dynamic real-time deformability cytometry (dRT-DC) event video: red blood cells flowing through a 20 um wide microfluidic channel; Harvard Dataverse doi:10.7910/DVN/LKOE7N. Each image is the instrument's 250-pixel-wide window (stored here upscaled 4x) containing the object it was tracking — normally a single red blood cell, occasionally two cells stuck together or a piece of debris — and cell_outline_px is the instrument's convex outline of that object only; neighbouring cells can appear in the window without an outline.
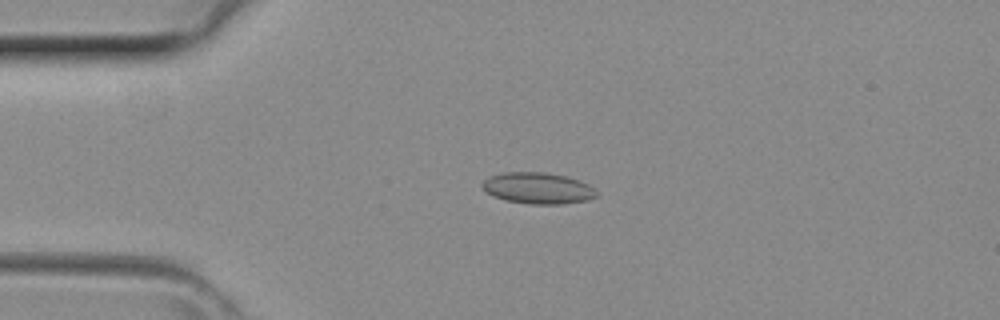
{"species": "common noctule bat (a hibernating species)", "species_latin": "Nyctalus noctula", "temperature_condition": "room temperature", "stored_images_in_passage": 41, "camera_frame_rate_fps": 3000, "um_per_image_px": 0.085, "animal": {"sex": "female", "body_mass_g": 29.2, "forearm_length_mm": 56.3}, "frame": {"image": 1, "passage_image": 9, "time_ms": 2.667, "image_size_px": [1000, 320], "cell_outline_px": [[600, 196], [588, 200], [560, 204], [528, 204], [504, 200], [492, 196], [480, 188], [480, 184], [488, 176], [504, 172], [544, 172], [564, 176], [580, 180], [588, 184], [600, 192]], "centroid_in_image_um": [45.71, 16.0], "position_along_channel_um": 39.3, "area_um2": 21.27}}
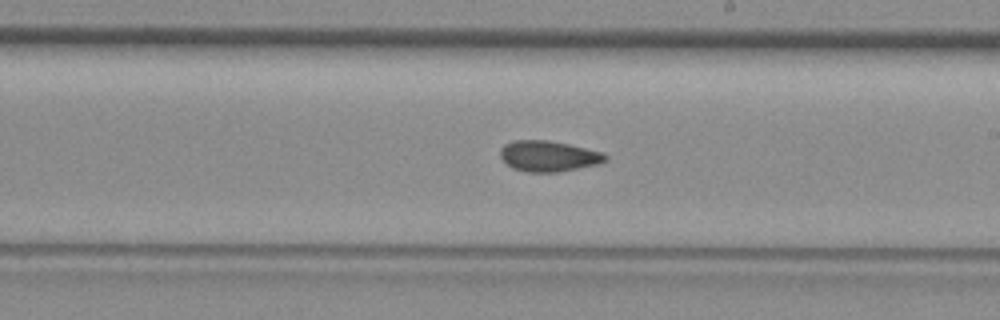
{"frame": {"image": 2, "passage_image": 23, "time_ms": 7.333, "image_size_px": [1000, 320], "cell_outline_px": [[608, 160], [596, 164], [556, 172], [528, 172], [512, 168], [500, 156], [500, 148], [504, 144], [512, 140], [548, 140], [568, 144], [604, 152], [608, 156]], "centroid_in_image_um": [46.61, 13.25], "position_along_channel_um": 242.4, "area_um2": 18.79}}
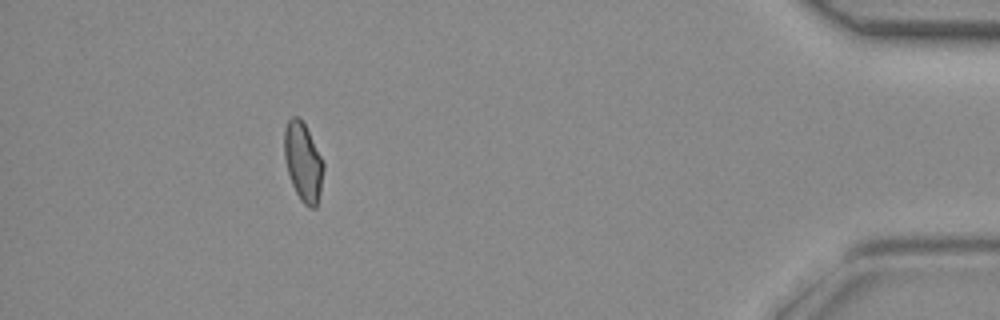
{"frame": {"image": 3, "passage_image": 37, "time_ms": 12.0, "image_size_px": [1000, 320], "cell_outline_px": [[324, 168], [320, 192], [316, 208], [308, 208], [300, 200], [292, 184], [288, 172], [284, 156], [284, 128], [288, 120], [292, 116], [300, 116], [324, 164]], "centroid_in_image_um": [25.75, 13.77], "position_along_channel_um": 409.5, "area_um2": 17.8}}